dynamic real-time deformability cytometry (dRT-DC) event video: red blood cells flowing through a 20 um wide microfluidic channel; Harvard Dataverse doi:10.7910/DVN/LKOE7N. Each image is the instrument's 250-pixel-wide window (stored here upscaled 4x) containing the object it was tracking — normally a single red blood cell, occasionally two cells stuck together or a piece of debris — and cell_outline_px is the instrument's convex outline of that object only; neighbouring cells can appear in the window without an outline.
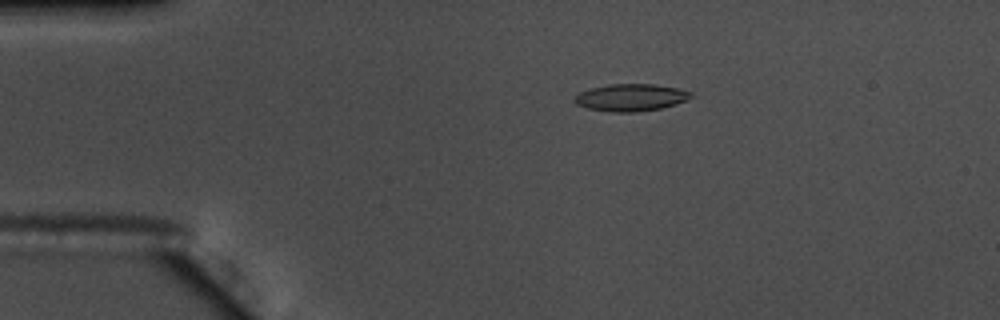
{"species": "common noctule bat (a hibernating species)", "species_latin": "Nyctalus noctula", "temperature_condition": "warm", "stored_images_in_passage": 47, "camera_frame_rate_fps": 3000, "um_per_image_px": 0.085, "animal": {"sex": "male", "body_mass_g": 17.5, "forearm_length_mm": 52.3}, "frame": {"image": 1, "passage_image": 2, "time_ms": 0.333, "image_size_px": [1000, 320], "cell_outline_px": [[696, 96], [688, 100], [676, 104], [660, 108], [636, 112], [612, 112], [588, 108], [576, 104], [572, 100], [580, 92], [592, 88], [608, 84], [652, 84], [676, 88], [692, 92]], "centroid_in_image_um": [53.65, 8.29], "position_along_channel_um": 31.3, "area_um2": 18.44}}
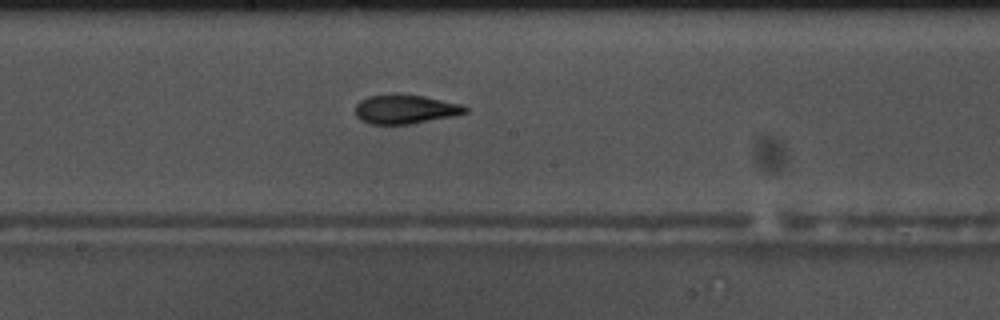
{"frame": {"image": 2, "passage_image": 21, "time_ms": 6.667, "image_size_px": [1000, 320], "cell_outline_px": [[468, 112], [452, 116], [412, 124], [372, 124], [360, 120], [356, 116], [356, 104], [360, 100], [368, 96], [392, 92], [396, 92], [424, 96], [460, 104], [468, 108]], "centroid_in_image_um": [34.41, 9.26], "position_along_channel_um": 213.8, "area_um2": 18.96}}
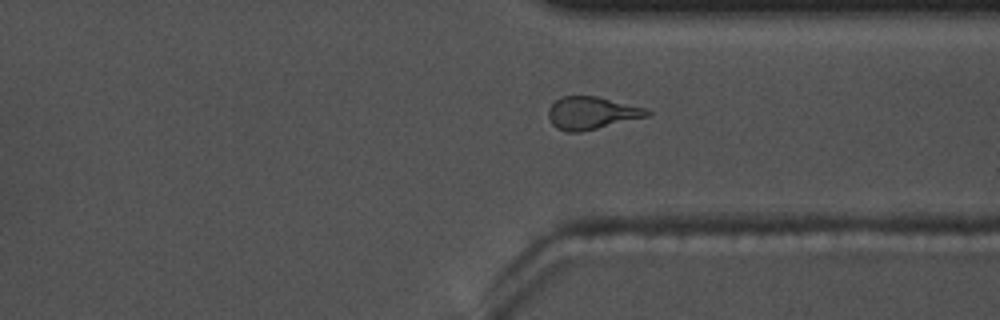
{"frame": {"image": 3, "passage_image": 33, "time_ms": 10.667, "image_size_px": [1000, 320], "cell_outline_px": [[652, 116], [580, 132], [568, 132], [556, 128], [552, 124], [548, 116], [548, 108], [556, 100], [564, 96], [596, 96], [644, 108], [652, 112]], "centroid_in_image_um": [50.3, 9.62], "position_along_channel_um": 361.1, "area_um2": 18.73}, "authors_computed_cell_mechanics": {"area_um2": 18.4382, "velocity_mm_per_s": 3.6793, "shape_relaxation_time_tau1_ms": 5.5621, "shape_relaxation_time_tau2_ms": 3.615, "deformation_change_tau1": 0.1803, "deformation_change_tau2": 0.1137}}